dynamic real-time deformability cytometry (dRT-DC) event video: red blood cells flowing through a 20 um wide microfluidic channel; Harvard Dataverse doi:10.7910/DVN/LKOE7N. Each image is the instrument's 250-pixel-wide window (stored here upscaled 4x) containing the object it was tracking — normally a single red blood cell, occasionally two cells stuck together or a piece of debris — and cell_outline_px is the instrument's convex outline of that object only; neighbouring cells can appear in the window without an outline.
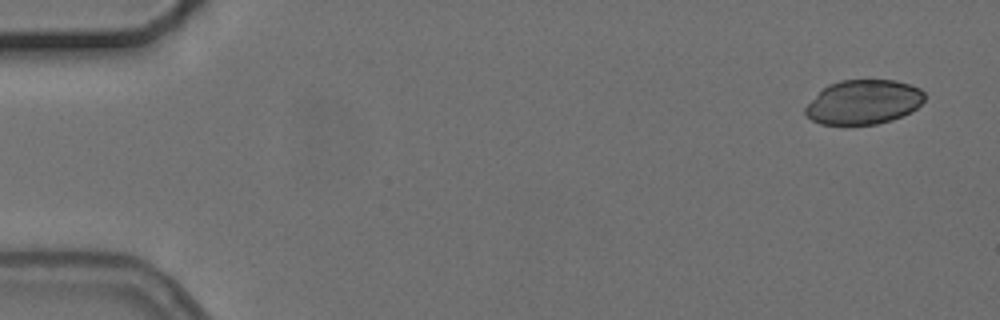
{"species": "common noctule bat (a hibernating species)", "species_latin": "Nyctalus noctula", "temperature_condition": "cold", "stored_images_in_passage": 5, "camera_frame_rate_fps": 3000, "um_per_image_px": 0.085, "animal": {"sex": "female", "body_mass_g": 24.6, "forearm_length_mm": 56.2}, "frame": {"image": 1, "passage_image": 1, "time_ms": 0.0, "image_size_px": [1000, 320], "cell_outline_px": [[924, 100], [916, 108], [892, 120], [876, 124], [820, 124], [812, 120], [804, 112], [804, 108], [828, 84], [840, 80], [896, 80], [920, 88], [924, 92]], "centroid_in_image_um": [73.4, 8.67], "position_along_channel_um": 11.6, "area_um2": 30.52}}